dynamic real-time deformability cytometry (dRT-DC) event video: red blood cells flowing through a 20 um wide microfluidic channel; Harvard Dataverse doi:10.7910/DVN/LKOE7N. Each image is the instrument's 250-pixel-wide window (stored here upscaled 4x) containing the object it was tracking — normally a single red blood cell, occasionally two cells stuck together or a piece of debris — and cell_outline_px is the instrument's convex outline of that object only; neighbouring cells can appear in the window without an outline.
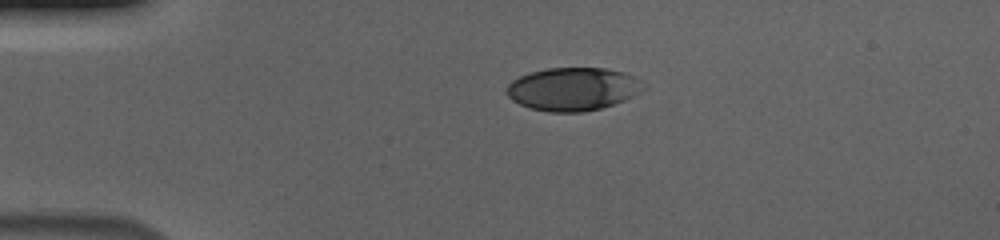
{"species": "human", "species_latin": "Homo sapiens", "temperature_condition": "cold", "stored_images_in_passage": 44, "camera_frame_rate_fps": 3000, "um_per_image_px": 0.085, "donor": {"sex": "male"}, "frame": {"image": 1, "passage_image": 1, "time_ms": 0.0, "image_size_px": [1000, 240], "cell_outline_px": [[644, 88], [640, 92], [624, 100], [600, 108], [584, 112], [548, 112], [528, 108], [512, 100], [504, 92], [504, 88], [512, 80], [520, 76], [532, 72], [548, 68], [604, 68], [624, 72], [640, 80], [644, 84]], "centroid_in_image_um": [48.66, 7.57], "position_along_channel_um": 36.3, "area_um2": 34.39}}
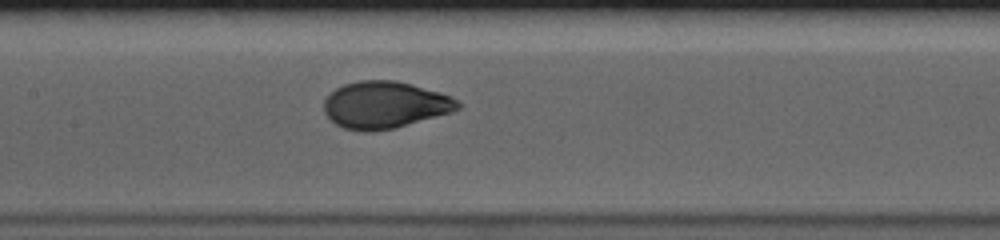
{"frame": {"image": 2, "passage_image": 16, "time_ms": 5.0, "image_size_px": [1000, 240], "cell_outline_px": [[460, 108], [448, 112], [396, 128], [364, 132], [344, 128], [336, 124], [324, 112], [324, 100], [336, 88], [344, 84], [360, 80], [396, 80], [412, 84], [440, 92], [452, 96], [460, 104]], "centroid_in_image_um": [32.69, 8.9], "position_along_channel_um": 174.7, "area_um2": 36.36}}
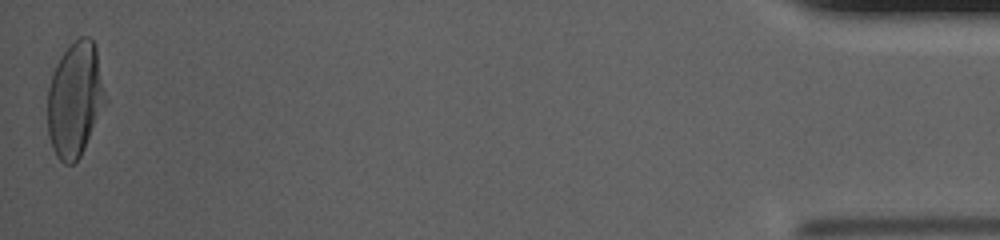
{"frame": {"image": 3, "passage_image": 44, "time_ms": 14.333, "image_size_px": [1000, 240], "cell_outline_px": [[104, 104], [84, 148], [80, 156], [72, 164], [64, 164], [56, 156], [52, 148], [48, 136], [48, 88], [52, 72], [60, 56], [80, 36], [88, 36], [92, 40], [96, 48], [104, 96]], "centroid_in_image_um": [6.32, 8.47], "position_along_channel_um": 428.9, "area_um2": 37.8}, "authors_computed_cell_mechanics": {"area_um2": 36.2984, "velocity_mm_per_s": 3.6832, "shape_relaxation_time_tau1_ms": 3.778, "shape_relaxation_time_tau2_ms": null, "deformation_change_tau1": 0.2005, "deformation_change_tau2": null}}